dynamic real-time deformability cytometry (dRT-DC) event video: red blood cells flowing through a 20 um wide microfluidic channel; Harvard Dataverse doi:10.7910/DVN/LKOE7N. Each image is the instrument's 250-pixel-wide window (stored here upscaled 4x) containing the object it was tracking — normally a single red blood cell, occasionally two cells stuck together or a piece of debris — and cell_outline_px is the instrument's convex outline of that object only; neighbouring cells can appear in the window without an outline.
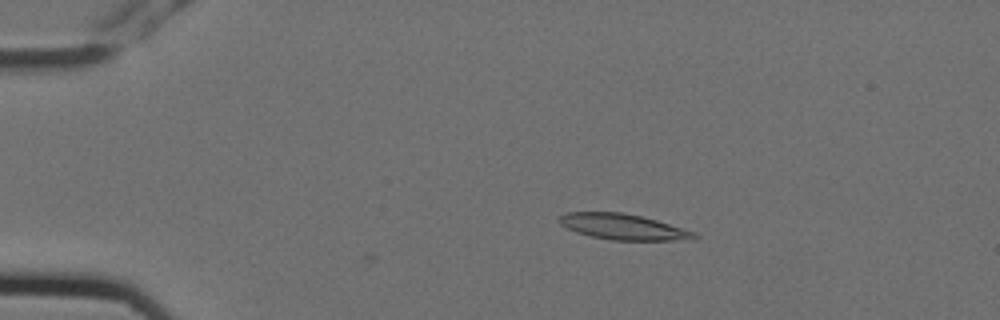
{"species": "Egyptian fruit bat (a non-hibernating species)", "species_latin": "Rousettus aegyptiacus", "temperature_condition": "cold", "stored_images_in_passage": 3, "camera_frame_rate_fps": 3000, "um_per_image_px": 0.085, "animal": {"sex": "female"}, "frame": {"image": 1, "passage_image": 2, "time_ms": 0.333, "image_size_px": [1000, 320], "cell_outline_px": [[700, 236], [672, 240], [612, 240], [592, 236], [576, 232], [560, 224], [556, 220], [564, 212], [620, 212], [640, 216], [656, 220], [696, 232]], "centroid_in_image_um": [52.89, 19.26], "position_along_channel_um": 32.1, "area_um2": 19.94}}